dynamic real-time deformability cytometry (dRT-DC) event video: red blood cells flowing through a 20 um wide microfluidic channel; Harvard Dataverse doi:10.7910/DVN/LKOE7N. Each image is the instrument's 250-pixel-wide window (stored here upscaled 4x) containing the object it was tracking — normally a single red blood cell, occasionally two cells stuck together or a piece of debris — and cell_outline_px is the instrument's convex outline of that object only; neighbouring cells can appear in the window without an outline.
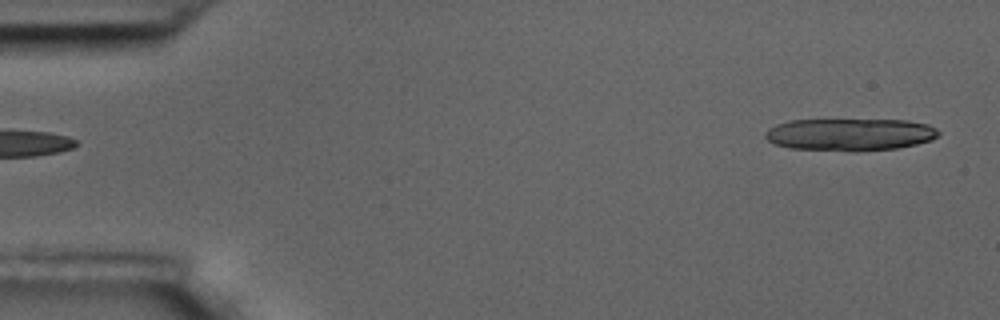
{"species": "common noctule bat (a hibernating species)", "species_latin": "Nyctalus noctula", "temperature_condition": "room temperature", "stored_images_in_passage": 5, "segment_of_instrument_passage": [2, 2], "camera_frame_rate_fps": 3000, "um_per_image_px": 0.085, "animal": {"sex": "male", "body_mass_g": 17.5, "forearm_length_mm": 52.3}, "frame": {"image": 1, "passage_image": 5, "time_ms": 1.333, "image_size_px": [1000, 320], "cell_outline_px": [[940, 132], [932, 140], [916, 144], [896, 148], [856, 152], [852, 152], [788, 148], [772, 144], [764, 136], [764, 132], [768, 128], [776, 124], [788, 120], [908, 120], [928, 124], [936, 128]], "centroid_in_image_um": [72.2, 11.44], "position_along_channel_um": 12.8, "area_um2": 33.12}}